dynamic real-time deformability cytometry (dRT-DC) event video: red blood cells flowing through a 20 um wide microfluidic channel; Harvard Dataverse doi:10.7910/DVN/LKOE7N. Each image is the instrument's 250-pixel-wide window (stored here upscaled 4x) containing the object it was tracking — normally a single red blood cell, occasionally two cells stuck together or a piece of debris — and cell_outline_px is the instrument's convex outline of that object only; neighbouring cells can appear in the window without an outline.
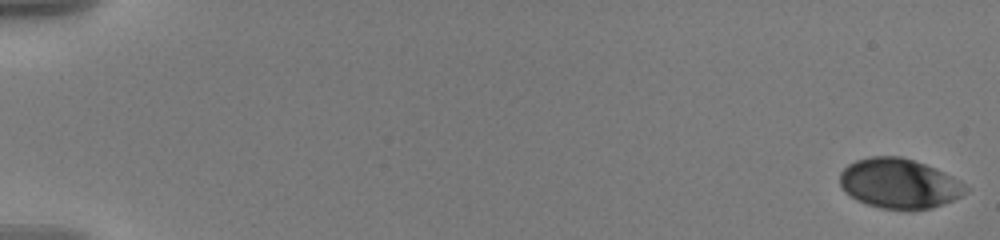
{"species": "human", "species_latin": "Homo sapiens", "temperature_condition": "warm", "stored_images_in_passage": 58, "camera_frame_rate_fps": 3000, "um_per_image_px": 0.085, "donor": {"sex": "male"}, "frame": {"image": 1, "passage_image": 1, "time_ms": 0.0, "image_size_px": [1000, 240], "cell_outline_px": [[968, 192], [952, 200], [932, 208], [908, 212], [880, 208], [856, 200], [844, 192], [840, 184], [840, 172], [848, 164], [856, 160], [872, 156], [900, 156], [924, 164], [944, 172], [960, 180], [968, 188]], "centroid_in_image_um": [76.42, 15.63], "position_along_channel_um": 8.6, "area_um2": 36.93}}
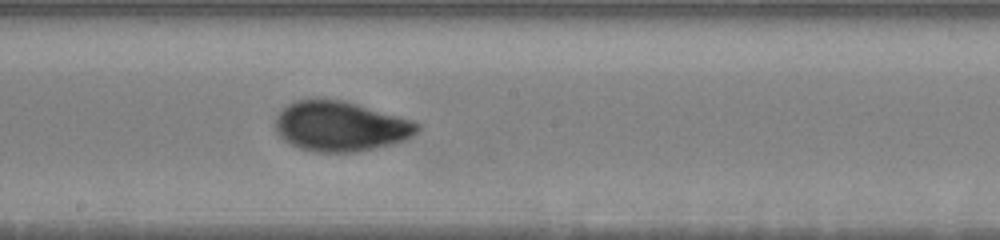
{"frame": {"image": 2, "passage_image": 34, "time_ms": 11.0, "image_size_px": [1000, 240], "cell_outline_px": [[420, 128], [412, 136], [404, 140], [376, 148], [356, 152], [316, 152], [300, 148], [284, 140], [276, 132], [276, 116], [288, 104], [296, 100], [320, 96], [344, 100], [412, 120], [420, 124]], "centroid_in_image_um": [28.92, 10.7], "position_along_channel_um": 219.3, "area_um2": 41.67}}
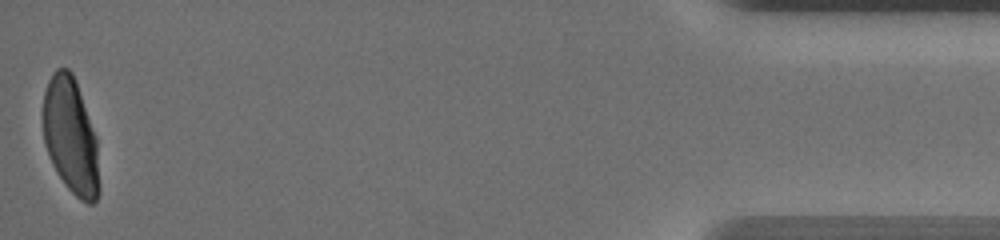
{"frame": {"image": 3, "passage_image": 58, "time_ms": 19.0, "image_size_px": [1000, 240], "cell_outline_px": [[100, 192], [96, 200], [92, 204], [88, 204], [80, 200], [64, 184], [56, 172], [52, 164], [44, 144], [44, 92], [48, 80], [52, 72], [56, 68], [68, 68], [72, 72], [76, 80], [96, 136], [100, 188]], "centroid_in_image_um": [6.02, 11.59], "position_along_channel_um": 429.2, "area_um2": 38.21}, "authors_computed_cell_mechanics": {"area_um2": 39.2751, "velocity_mm_per_s": 3.5747, "shape_relaxation_time_tau1_ms": 4.577, "shape_relaxation_time_tau2_ms": 0.7447, "deformation_change_tau1": 0.1509, "deformation_change_tau2": 0.0435}}